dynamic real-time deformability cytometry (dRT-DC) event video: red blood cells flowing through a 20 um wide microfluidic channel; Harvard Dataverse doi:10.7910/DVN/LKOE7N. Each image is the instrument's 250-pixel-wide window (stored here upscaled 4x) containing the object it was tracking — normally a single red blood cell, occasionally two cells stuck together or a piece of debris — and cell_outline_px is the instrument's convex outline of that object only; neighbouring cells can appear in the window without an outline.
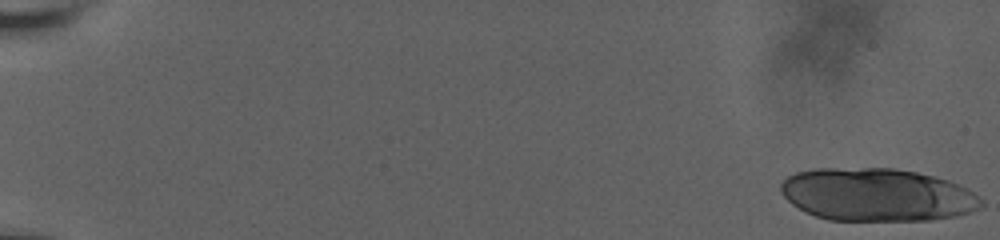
{"species": "human", "species_latin": "Homo sapiens", "temperature_condition": "room temperature", "stored_images_in_passage": 23, "camera_frame_rate_fps": 3000, "um_per_image_px": 0.085, "donor": {"sex": "male"}, "frame": {"image": 1, "passage_image": 1, "time_ms": 0.0, "image_size_px": [1000, 240], "cell_outline_px": [[984, 204], [980, 208], [956, 216], [928, 220], [828, 220], [816, 216], [792, 204], [780, 192], [780, 184], [788, 176], [796, 172], [816, 168], [892, 168], [916, 172], [948, 180], [968, 188], [984, 200]], "centroid_in_image_um": [74.56, 16.55], "position_along_channel_um": 10.4, "area_um2": 61.79}}
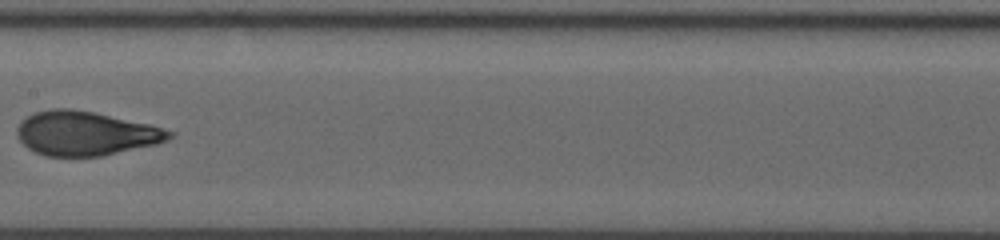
{"frame": {"image": 2, "passage_image": 21, "time_ms": 11.333, "image_size_px": [1000, 240], "cell_outline_px": [[172, 136], [168, 140], [156, 144], [104, 156], [44, 156], [28, 148], [20, 140], [16, 132], [16, 128], [28, 116], [36, 112], [52, 108], [72, 108], [92, 112], [148, 124], [172, 132]], "centroid_in_image_um": [7.25, 11.35], "position_along_channel_um": 200.1, "area_um2": 38.78}}
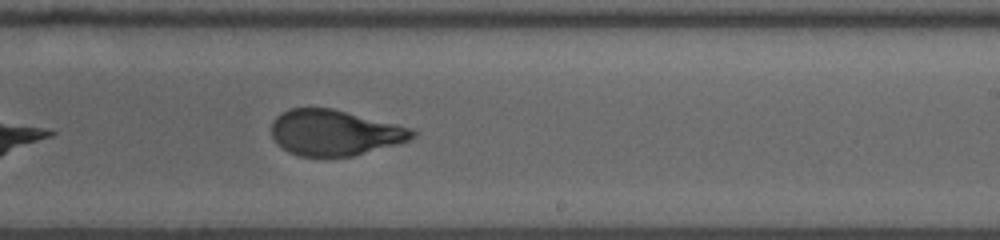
{"frame": {"image": 3, "passage_image": 23, "time_ms": 13.0, "image_size_px": [1000, 240], "cell_outline_px": [[416, 136], [408, 140], [396, 144], [352, 156], [300, 156], [288, 152], [272, 136], [272, 120], [276, 116], [288, 108], [332, 108], [412, 128], [416, 132]], "centroid_in_image_um": [28.43, 11.26], "position_along_channel_um": 260.6, "area_um2": 37.17}}